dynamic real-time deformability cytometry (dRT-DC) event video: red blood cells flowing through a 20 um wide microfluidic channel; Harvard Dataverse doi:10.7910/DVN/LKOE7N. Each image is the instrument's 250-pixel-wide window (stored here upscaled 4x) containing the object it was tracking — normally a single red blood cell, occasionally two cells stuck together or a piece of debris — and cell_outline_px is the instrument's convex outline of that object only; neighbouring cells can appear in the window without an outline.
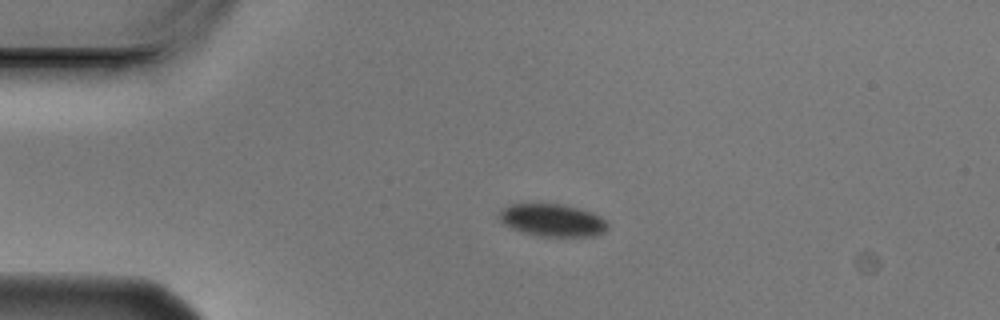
{"species": "Egyptian fruit bat (a non-hibernating species)", "species_latin": "Rousettus aegyptiacus", "temperature_condition": "cold", "stored_images_in_passage": 3, "camera_frame_rate_fps": 3000, "um_per_image_px": 0.085, "animal": {"sex": "male"}, "frame": {"image": 1, "passage_image": 2, "time_ms": 0.333, "image_size_px": [1000, 320], "cell_outline_px": [[608, 228], [604, 232], [596, 236], [536, 236], [512, 228], [504, 224], [496, 216], [504, 208], [512, 204], [560, 204], [576, 208], [600, 216], [608, 224]], "centroid_in_image_um": [46.94, 18.73], "position_along_channel_um": 38.1, "area_um2": 20.29}}